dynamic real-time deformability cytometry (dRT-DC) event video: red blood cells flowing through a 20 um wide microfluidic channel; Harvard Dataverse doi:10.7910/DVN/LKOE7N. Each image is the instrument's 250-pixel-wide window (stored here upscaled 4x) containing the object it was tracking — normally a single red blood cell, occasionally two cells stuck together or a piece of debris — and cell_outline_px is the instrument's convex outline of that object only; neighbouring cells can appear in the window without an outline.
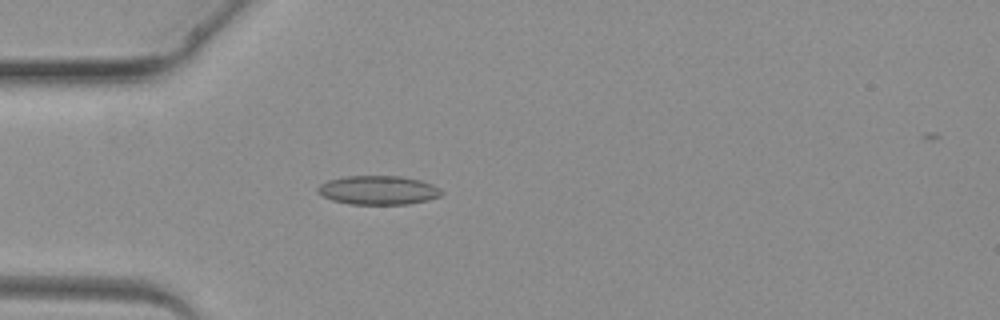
{"species": "common noctule bat (a hibernating species)", "species_latin": "Nyctalus noctula", "temperature_condition": "warm", "stored_images_in_passage": 3, "camera_frame_rate_fps": 3000, "um_per_image_px": 0.085, "animal": {"sex": "female", "body_mass_g": 19.3, "forearm_length_mm": 54.1}, "frame": {"image": 1, "passage_image": 3, "time_ms": 2.667, "image_size_px": [1000, 320], "cell_outline_px": [[444, 192], [440, 196], [428, 200], [408, 204], [348, 204], [332, 200], [316, 192], [316, 188], [320, 184], [328, 180], [348, 176], [400, 176], [420, 180], [432, 184], [440, 188]], "centroid_in_image_um": [32.15, 16.16], "position_along_channel_um": 52.8, "area_um2": 20.92}}